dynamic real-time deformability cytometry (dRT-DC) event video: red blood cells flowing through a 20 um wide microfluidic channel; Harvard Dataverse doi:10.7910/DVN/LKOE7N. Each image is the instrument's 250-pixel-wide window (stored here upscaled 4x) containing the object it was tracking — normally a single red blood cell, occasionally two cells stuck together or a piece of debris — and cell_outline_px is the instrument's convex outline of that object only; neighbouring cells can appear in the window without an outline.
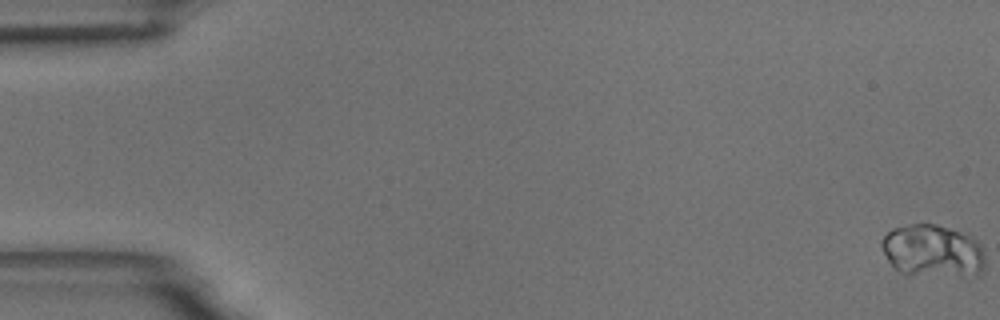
{"species": "common noctule bat (a hibernating species)", "species_latin": "Nyctalus noctula", "temperature_condition": "room temperature", "stored_images_in_passage": 58, "camera_frame_rate_fps": 3000, "um_per_image_px": 0.085, "animal": {"sex": "male", "body_mass_g": 18.8}, "frame": {"image": 1, "passage_image": 1, "time_ms": 0.0, "image_size_px": [1000, 320], "cell_outline_px": [[984, 272], [976, 276], [900, 272], [888, 260], [880, 244], [880, 240], [892, 228], [912, 224], [936, 224], [968, 236], [976, 240], [980, 244], [984, 252]], "centroid_in_image_um": [79.29, 21.31], "position_along_channel_um": 5.7, "area_um2": 31.04}}
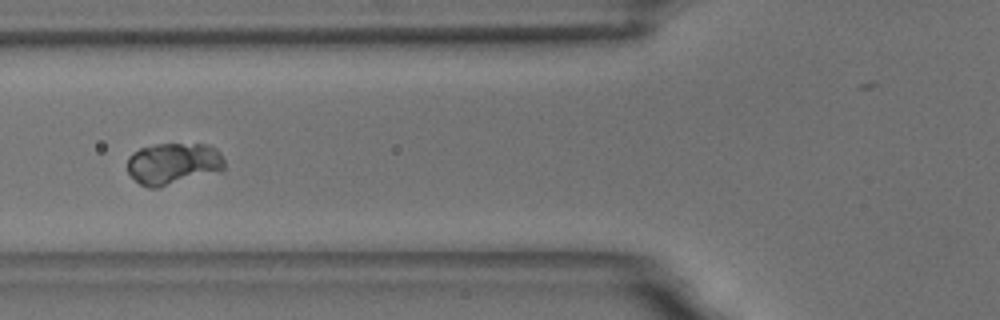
{"frame": {"image": 2, "passage_image": 23, "time_ms": 7.333, "image_size_px": [1000, 320], "cell_outline_px": [[224, 172], [160, 188], [148, 188], [140, 184], [128, 172], [128, 156], [140, 148], [156, 144], [208, 144], [216, 148], [220, 152], [224, 160]], "centroid_in_image_um": [14.79, 13.93], "position_along_channel_um": 111.0, "area_um2": 24.28}}
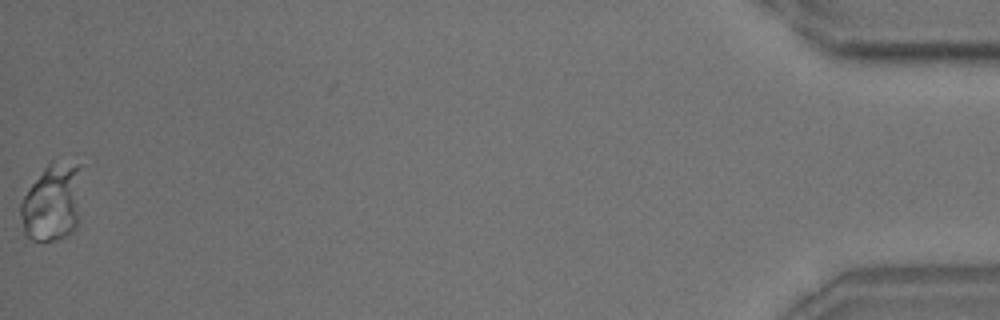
{"frame": {"image": 3, "passage_image": 58, "time_ms": 19.0, "image_size_px": [1000, 320], "cell_outline_px": [[80, 164], [76, 228], [72, 232], [64, 236], [52, 240], [32, 240], [24, 232], [20, 212], [20, 204], [24, 196], [32, 184], [44, 168], [48, 164]], "centroid_in_image_um": [4.4, 17.25], "position_along_channel_um": 430.8, "area_um2": 26.47}}